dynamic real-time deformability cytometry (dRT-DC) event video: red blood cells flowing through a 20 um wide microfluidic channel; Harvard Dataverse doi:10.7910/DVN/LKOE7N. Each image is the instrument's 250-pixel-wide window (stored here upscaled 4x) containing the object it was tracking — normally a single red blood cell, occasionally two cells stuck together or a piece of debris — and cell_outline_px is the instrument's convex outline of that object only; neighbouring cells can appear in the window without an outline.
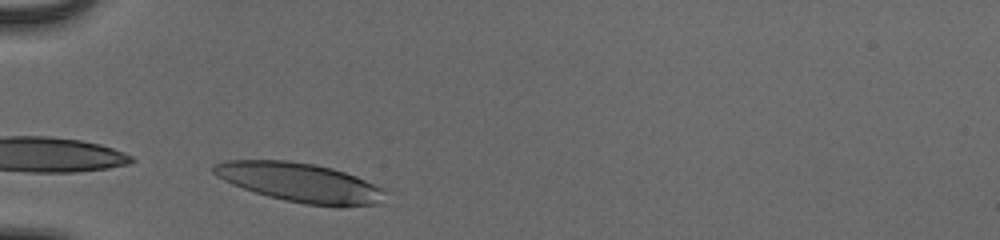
{"species": "human", "species_latin": "Homo sapiens", "temperature_condition": "cold", "stored_images_in_passage": 30, "camera_frame_rate_fps": 3000, "um_per_image_px": 0.085, "donor": {"sex": "male"}, "frame": {"image": 1, "passage_image": 2, "time_ms": 0.333, "image_size_px": [1000, 240], "cell_outline_px": [[388, 192], [384, 204], [340, 208], [304, 204], [284, 200], [268, 196], [232, 184], [216, 176], [212, 172], [212, 164], [224, 160], [288, 160], [316, 164], [332, 168], [356, 176]], "centroid_in_image_um": [25.55, 15.53], "position_along_channel_um": 59.5, "area_um2": 39.77}}
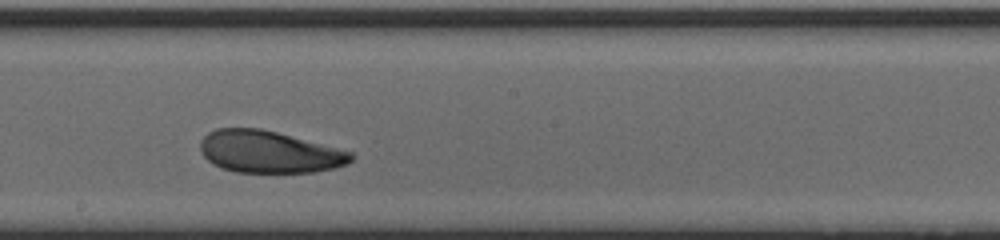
{"frame": {"image": 2, "passage_image": 16, "time_ms": 5.0, "image_size_px": [1000, 240], "cell_outline_px": [[356, 156], [348, 164], [332, 168], [312, 172], [236, 172], [220, 168], [212, 164], [204, 156], [200, 148], [200, 140], [208, 132], [216, 128], [260, 128], [276, 132], [352, 152]], "centroid_in_image_um": [22.84, 12.91], "position_along_channel_um": 225.4, "area_um2": 36.82}}
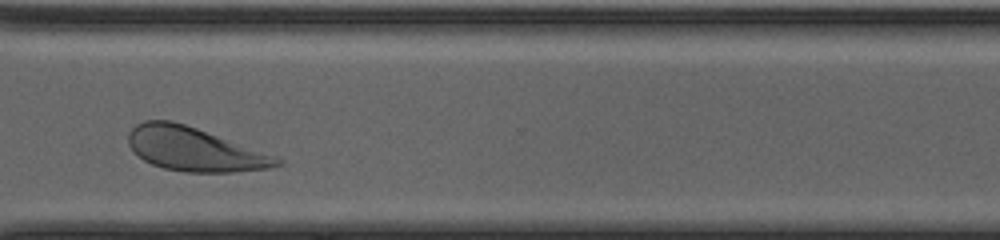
{"frame": {"image": 3, "passage_image": 26, "time_ms": 8.333, "image_size_px": [1000, 240], "cell_outline_px": [[284, 164], [268, 168], [232, 172], [184, 172], [164, 168], [152, 164], [144, 160], [128, 144], [128, 132], [136, 124], [144, 120], [172, 120], [196, 128], [276, 156], [284, 160]], "centroid_in_image_um": [16.52, 12.68], "position_along_channel_um": 354.1, "area_um2": 37.51}, "authors_computed_cell_mechanics": {"area_um2": 37.5411, "velocity_mm_per_s": 3.8424, "shape_relaxation_time_tau1_ms": 2.3065, "shape_relaxation_time_tau2_ms": 3.3373, "deformation_change_tau1": 0.116, "deformation_change_tau2": 0.1145}}